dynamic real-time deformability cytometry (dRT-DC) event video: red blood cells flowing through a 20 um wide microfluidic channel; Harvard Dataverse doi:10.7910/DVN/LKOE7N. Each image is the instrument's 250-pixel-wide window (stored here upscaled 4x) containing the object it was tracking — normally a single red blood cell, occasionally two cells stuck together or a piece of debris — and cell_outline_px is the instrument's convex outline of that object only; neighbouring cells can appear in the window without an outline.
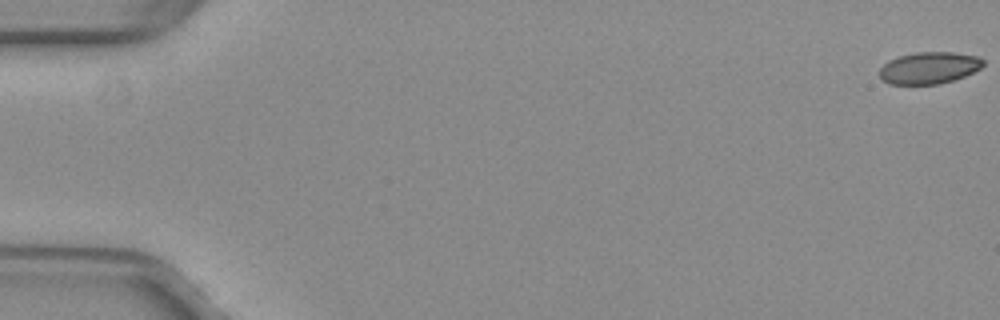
{"species": "common noctule bat (a hibernating species)", "species_latin": "Nyctalus noctula", "temperature_condition": "warm", "stored_images_in_passage": 49, "camera_frame_rate_fps": 3000, "um_per_image_px": 0.085, "animal": {"sex": "female", "body_mass_g": 29.2, "forearm_length_mm": 56.3}, "frame": {"image": 1, "passage_image": 1, "time_ms": 0.0, "image_size_px": [1000, 320], "cell_outline_px": [[984, 64], [980, 68], [964, 76], [952, 80], [936, 84], [888, 84], [880, 76], [880, 68], [888, 60], [900, 56], [916, 52], [952, 52], [980, 56], [984, 60]], "centroid_in_image_um": [78.98, 5.76], "position_along_channel_um": 6.0, "area_um2": 19.13}}
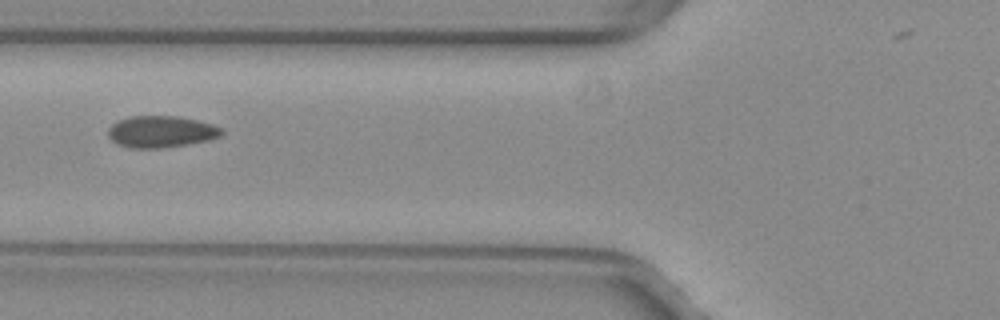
{"frame": {"image": 2, "passage_image": 22, "time_ms": 7.0, "image_size_px": [1000, 320], "cell_outline_px": [[224, 132], [220, 136], [208, 140], [188, 144], [164, 148], [132, 148], [116, 144], [108, 136], [108, 128], [112, 124], [120, 120], [132, 116], [180, 116], [212, 124], [220, 128]], "centroid_in_image_um": [13.68, 11.2], "position_along_channel_um": 112.1, "area_um2": 20.92}}
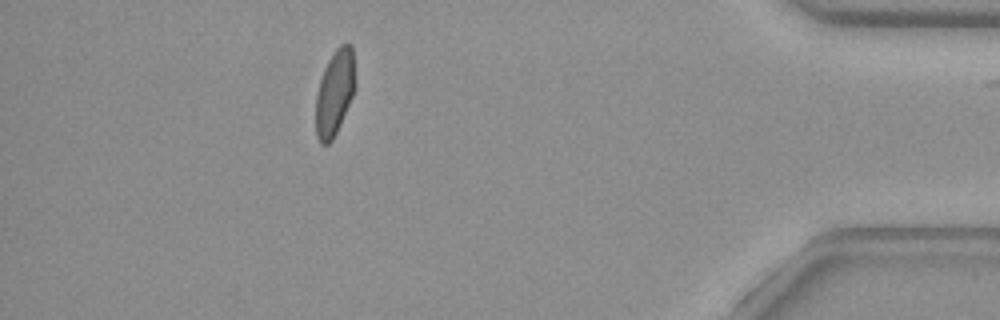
{"frame": {"image": 3, "passage_image": 48, "time_ms": 15.667, "image_size_px": [1000, 320], "cell_outline_px": [[356, 84], [352, 96], [340, 124], [332, 140], [328, 144], [320, 144], [316, 136], [316, 92], [324, 68], [328, 60], [336, 48], [340, 44], [352, 44]], "centroid_in_image_um": [28.45, 7.86], "position_along_channel_um": 406.8, "area_um2": 19.65}}